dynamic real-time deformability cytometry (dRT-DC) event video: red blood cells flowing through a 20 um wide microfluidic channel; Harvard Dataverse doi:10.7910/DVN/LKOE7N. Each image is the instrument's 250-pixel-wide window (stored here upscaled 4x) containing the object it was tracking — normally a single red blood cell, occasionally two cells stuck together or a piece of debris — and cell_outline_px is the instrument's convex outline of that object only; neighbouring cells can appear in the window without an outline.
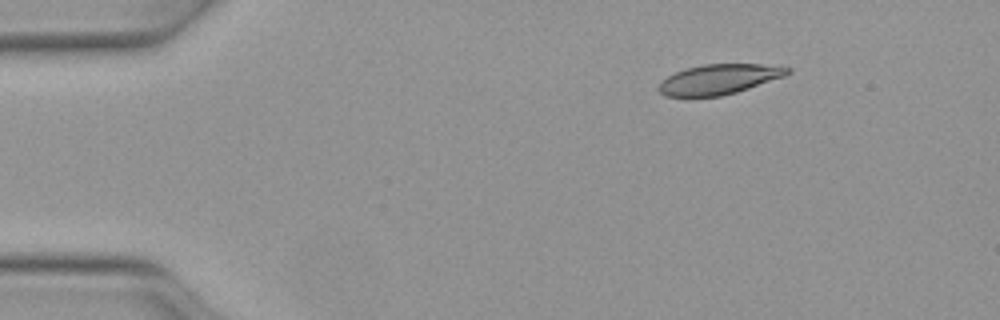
{"species": "Egyptian fruit bat (a non-hibernating species)", "species_latin": "Rousettus aegyptiacus", "temperature_condition": "warm", "stored_images_in_passage": 8, "camera_frame_rate_fps": 3000, "um_per_image_px": 0.085, "animal": {"sex": "female"}, "frame": {"image": 1, "passage_image": 1, "time_ms": 0.0, "image_size_px": [1000, 320], "cell_outline_px": [[772, 76], [752, 84], [728, 92], [708, 96], [680, 96], [724, 64], [744, 64], [760, 68]], "centroid_in_image_um": [61.85, 6.8], "position_along_channel_um": 23.2, "area_um2": 11.27}}